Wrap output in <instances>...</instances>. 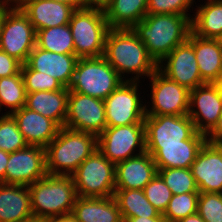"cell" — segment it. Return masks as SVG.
<instances>
[{"mask_svg":"<svg viewBox=\"0 0 222 222\" xmlns=\"http://www.w3.org/2000/svg\"><path fill=\"white\" fill-rule=\"evenodd\" d=\"M103 56L124 81L140 82L141 78H149L158 69V64L132 28H110Z\"/></svg>","mask_w":222,"mask_h":222,"instance_id":"1","label":"cell"},{"mask_svg":"<svg viewBox=\"0 0 222 222\" xmlns=\"http://www.w3.org/2000/svg\"><path fill=\"white\" fill-rule=\"evenodd\" d=\"M191 20V17L179 14L146 15L132 30L158 64L188 39L192 31Z\"/></svg>","mask_w":222,"mask_h":222,"instance_id":"2","label":"cell"},{"mask_svg":"<svg viewBox=\"0 0 222 222\" xmlns=\"http://www.w3.org/2000/svg\"><path fill=\"white\" fill-rule=\"evenodd\" d=\"M45 150L47 173L71 176L97 150V136L61 127Z\"/></svg>","mask_w":222,"mask_h":222,"instance_id":"3","label":"cell"},{"mask_svg":"<svg viewBox=\"0 0 222 222\" xmlns=\"http://www.w3.org/2000/svg\"><path fill=\"white\" fill-rule=\"evenodd\" d=\"M33 217L72 213L78 197L72 176L49 175L29 185Z\"/></svg>","mask_w":222,"mask_h":222,"instance_id":"4","label":"cell"},{"mask_svg":"<svg viewBox=\"0 0 222 222\" xmlns=\"http://www.w3.org/2000/svg\"><path fill=\"white\" fill-rule=\"evenodd\" d=\"M69 27L73 37L75 55L78 58L104 55L105 39L110 29L105 13L99 9H76Z\"/></svg>","mask_w":222,"mask_h":222,"instance_id":"5","label":"cell"},{"mask_svg":"<svg viewBox=\"0 0 222 222\" xmlns=\"http://www.w3.org/2000/svg\"><path fill=\"white\" fill-rule=\"evenodd\" d=\"M123 81L104 56L78 58L69 92L105 100Z\"/></svg>","mask_w":222,"mask_h":222,"instance_id":"6","label":"cell"},{"mask_svg":"<svg viewBox=\"0 0 222 222\" xmlns=\"http://www.w3.org/2000/svg\"><path fill=\"white\" fill-rule=\"evenodd\" d=\"M116 165L98 149L85 159L71 175L79 197L114 196Z\"/></svg>","mask_w":222,"mask_h":222,"instance_id":"7","label":"cell"},{"mask_svg":"<svg viewBox=\"0 0 222 222\" xmlns=\"http://www.w3.org/2000/svg\"><path fill=\"white\" fill-rule=\"evenodd\" d=\"M97 149L115 165L144 153L145 124L106 127L97 137Z\"/></svg>","mask_w":222,"mask_h":222,"instance_id":"8","label":"cell"},{"mask_svg":"<svg viewBox=\"0 0 222 222\" xmlns=\"http://www.w3.org/2000/svg\"><path fill=\"white\" fill-rule=\"evenodd\" d=\"M140 85L139 81H123L104 100L107 127L144 123L146 101L141 99Z\"/></svg>","mask_w":222,"mask_h":222,"instance_id":"9","label":"cell"},{"mask_svg":"<svg viewBox=\"0 0 222 222\" xmlns=\"http://www.w3.org/2000/svg\"><path fill=\"white\" fill-rule=\"evenodd\" d=\"M146 152L153 156L162 146L184 145L197 131L189 115H146Z\"/></svg>","mask_w":222,"mask_h":222,"instance_id":"10","label":"cell"},{"mask_svg":"<svg viewBox=\"0 0 222 222\" xmlns=\"http://www.w3.org/2000/svg\"><path fill=\"white\" fill-rule=\"evenodd\" d=\"M150 101L146 104V115H187L190 91L170 80L158 69L148 78ZM150 105H149V104Z\"/></svg>","mask_w":222,"mask_h":222,"instance_id":"11","label":"cell"},{"mask_svg":"<svg viewBox=\"0 0 222 222\" xmlns=\"http://www.w3.org/2000/svg\"><path fill=\"white\" fill-rule=\"evenodd\" d=\"M36 46V30L21 9H10L0 31V49L22 64Z\"/></svg>","mask_w":222,"mask_h":222,"instance_id":"12","label":"cell"},{"mask_svg":"<svg viewBox=\"0 0 222 222\" xmlns=\"http://www.w3.org/2000/svg\"><path fill=\"white\" fill-rule=\"evenodd\" d=\"M64 127L98 137L107 127L104 100L69 92Z\"/></svg>","mask_w":222,"mask_h":222,"instance_id":"13","label":"cell"},{"mask_svg":"<svg viewBox=\"0 0 222 222\" xmlns=\"http://www.w3.org/2000/svg\"><path fill=\"white\" fill-rule=\"evenodd\" d=\"M222 110V85L205 83L190 90L188 115L197 132L207 135L217 124Z\"/></svg>","mask_w":222,"mask_h":222,"instance_id":"14","label":"cell"},{"mask_svg":"<svg viewBox=\"0 0 222 222\" xmlns=\"http://www.w3.org/2000/svg\"><path fill=\"white\" fill-rule=\"evenodd\" d=\"M47 174L45 148L27 145L9 153L4 183L29 186Z\"/></svg>","mask_w":222,"mask_h":222,"instance_id":"15","label":"cell"},{"mask_svg":"<svg viewBox=\"0 0 222 222\" xmlns=\"http://www.w3.org/2000/svg\"><path fill=\"white\" fill-rule=\"evenodd\" d=\"M158 70L189 91L205 84L199 72L194 48L188 40L176 46L158 63Z\"/></svg>","mask_w":222,"mask_h":222,"instance_id":"16","label":"cell"},{"mask_svg":"<svg viewBox=\"0 0 222 222\" xmlns=\"http://www.w3.org/2000/svg\"><path fill=\"white\" fill-rule=\"evenodd\" d=\"M191 172L199 192L222 193V145L205 142Z\"/></svg>","mask_w":222,"mask_h":222,"instance_id":"17","label":"cell"},{"mask_svg":"<svg viewBox=\"0 0 222 222\" xmlns=\"http://www.w3.org/2000/svg\"><path fill=\"white\" fill-rule=\"evenodd\" d=\"M77 60L78 57L75 54H59L35 46L26 64L32 70L56 78L64 87L69 88Z\"/></svg>","mask_w":222,"mask_h":222,"instance_id":"18","label":"cell"},{"mask_svg":"<svg viewBox=\"0 0 222 222\" xmlns=\"http://www.w3.org/2000/svg\"><path fill=\"white\" fill-rule=\"evenodd\" d=\"M157 167L148 152L116 164L115 189H141L155 177Z\"/></svg>","mask_w":222,"mask_h":222,"instance_id":"19","label":"cell"},{"mask_svg":"<svg viewBox=\"0 0 222 222\" xmlns=\"http://www.w3.org/2000/svg\"><path fill=\"white\" fill-rule=\"evenodd\" d=\"M28 145L46 147L57 135L60 127L51 119L22 107L11 113Z\"/></svg>","mask_w":222,"mask_h":222,"instance_id":"20","label":"cell"},{"mask_svg":"<svg viewBox=\"0 0 222 222\" xmlns=\"http://www.w3.org/2000/svg\"><path fill=\"white\" fill-rule=\"evenodd\" d=\"M187 40L194 48L202 80L205 83H221L222 47L217 39L202 38L191 31Z\"/></svg>","mask_w":222,"mask_h":222,"instance_id":"21","label":"cell"},{"mask_svg":"<svg viewBox=\"0 0 222 222\" xmlns=\"http://www.w3.org/2000/svg\"><path fill=\"white\" fill-rule=\"evenodd\" d=\"M21 10L35 30L67 25L76 10L74 7L49 0H28Z\"/></svg>","mask_w":222,"mask_h":222,"instance_id":"22","label":"cell"},{"mask_svg":"<svg viewBox=\"0 0 222 222\" xmlns=\"http://www.w3.org/2000/svg\"><path fill=\"white\" fill-rule=\"evenodd\" d=\"M32 217L29 187L0 183V222H22Z\"/></svg>","mask_w":222,"mask_h":222,"instance_id":"23","label":"cell"},{"mask_svg":"<svg viewBox=\"0 0 222 222\" xmlns=\"http://www.w3.org/2000/svg\"><path fill=\"white\" fill-rule=\"evenodd\" d=\"M206 142V135L196 132L184 145L162 146L153 156L157 169L190 168Z\"/></svg>","mask_w":222,"mask_h":222,"instance_id":"24","label":"cell"},{"mask_svg":"<svg viewBox=\"0 0 222 222\" xmlns=\"http://www.w3.org/2000/svg\"><path fill=\"white\" fill-rule=\"evenodd\" d=\"M69 88L55 91H37L27 93L28 109L53 120L60 128L64 127L67 115Z\"/></svg>","mask_w":222,"mask_h":222,"instance_id":"25","label":"cell"},{"mask_svg":"<svg viewBox=\"0 0 222 222\" xmlns=\"http://www.w3.org/2000/svg\"><path fill=\"white\" fill-rule=\"evenodd\" d=\"M72 214L79 222H123L113 196L107 198L78 196Z\"/></svg>","mask_w":222,"mask_h":222,"instance_id":"26","label":"cell"},{"mask_svg":"<svg viewBox=\"0 0 222 222\" xmlns=\"http://www.w3.org/2000/svg\"><path fill=\"white\" fill-rule=\"evenodd\" d=\"M192 32L202 38L216 39L222 34V0H206L195 5Z\"/></svg>","mask_w":222,"mask_h":222,"instance_id":"27","label":"cell"},{"mask_svg":"<svg viewBox=\"0 0 222 222\" xmlns=\"http://www.w3.org/2000/svg\"><path fill=\"white\" fill-rule=\"evenodd\" d=\"M148 0H111L104 10L110 28H133L147 15Z\"/></svg>","mask_w":222,"mask_h":222,"instance_id":"28","label":"cell"},{"mask_svg":"<svg viewBox=\"0 0 222 222\" xmlns=\"http://www.w3.org/2000/svg\"><path fill=\"white\" fill-rule=\"evenodd\" d=\"M113 197L118 204L123 222L128 218H152L160 214L141 189H115Z\"/></svg>","mask_w":222,"mask_h":222,"instance_id":"29","label":"cell"},{"mask_svg":"<svg viewBox=\"0 0 222 222\" xmlns=\"http://www.w3.org/2000/svg\"><path fill=\"white\" fill-rule=\"evenodd\" d=\"M36 46L59 54H75L69 24L36 31Z\"/></svg>","mask_w":222,"mask_h":222,"instance_id":"30","label":"cell"},{"mask_svg":"<svg viewBox=\"0 0 222 222\" xmlns=\"http://www.w3.org/2000/svg\"><path fill=\"white\" fill-rule=\"evenodd\" d=\"M26 98L27 92L21 73L0 78V112L3 107L9 109L4 114L21 109L26 105Z\"/></svg>","mask_w":222,"mask_h":222,"instance_id":"31","label":"cell"},{"mask_svg":"<svg viewBox=\"0 0 222 222\" xmlns=\"http://www.w3.org/2000/svg\"><path fill=\"white\" fill-rule=\"evenodd\" d=\"M172 195L199 192L190 168L157 169Z\"/></svg>","mask_w":222,"mask_h":222,"instance_id":"32","label":"cell"},{"mask_svg":"<svg viewBox=\"0 0 222 222\" xmlns=\"http://www.w3.org/2000/svg\"><path fill=\"white\" fill-rule=\"evenodd\" d=\"M199 193L200 192H192L172 195L162 215L168 222H178L187 216L197 213Z\"/></svg>","mask_w":222,"mask_h":222,"instance_id":"33","label":"cell"},{"mask_svg":"<svg viewBox=\"0 0 222 222\" xmlns=\"http://www.w3.org/2000/svg\"><path fill=\"white\" fill-rule=\"evenodd\" d=\"M23 134L11 114L0 116V149L12 153L27 146Z\"/></svg>","mask_w":222,"mask_h":222,"instance_id":"34","label":"cell"},{"mask_svg":"<svg viewBox=\"0 0 222 222\" xmlns=\"http://www.w3.org/2000/svg\"><path fill=\"white\" fill-rule=\"evenodd\" d=\"M21 75L27 93L37 91L61 90L64 86L48 74L32 70L26 63L22 65Z\"/></svg>","mask_w":222,"mask_h":222,"instance_id":"35","label":"cell"},{"mask_svg":"<svg viewBox=\"0 0 222 222\" xmlns=\"http://www.w3.org/2000/svg\"><path fill=\"white\" fill-rule=\"evenodd\" d=\"M145 197L163 214L172 198L170 188L164 183L163 179L156 174L155 177L143 189Z\"/></svg>","mask_w":222,"mask_h":222,"instance_id":"36","label":"cell"},{"mask_svg":"<svg viewBox=\"0 0 222 222\" xmlns=\"http://www.w3.org/2000/svg\"><path fill=\"white\" fill-rule=\"evenodd\" d=\"M195 0H148L147 15L153 14H179L193 18L190 15L194 9Z\"/></svg>","mask_w":222,"mask_h":222,"instance_id":"37","label":"cell"},{"mask_svg":"<svg viewBox=\"0 0 222 222\" xmlns=\"http://www.w3.org/2000/svg\"><path fill=\"white\" fill-rule=\"evenodd\" d=\"M197 213L205 222H222V193L200 192Z\"/></svg>","mask_w":222,"mask_h":222,"instance_id":"38","label":"cell"},{"mask_svg":"<svg viewBox=\"0 0 222 222\" xmlns=\"http://www.w3.org/2000/svg\"><path fill=\"white\" fill-rule=\"evenodd\" d=\"M22 63L0 49V78L21 73Z\"/></svg>","mask_w":222,"mask_h":222,"instance_id":"39","label":"cell"},{"mask_svg":"<svg viewBox=\"0 0 222 222\" xmlns=\"http://www.w3.org/2000/svg\"><path fill=\"white\" fill-rule=\"evenodd\" d=\"M206 142L211 144H222V110L217 124L206 135Z\"/></svg>","mask_w":222,"mask_h":222,"instance_id":"40","label":"cell"},{"mask_svg":"<svg viewBox=\"0 0 222 222\" xmlns=\"http://www.w3.org/2000/svg\"><path fill=\"white\" fill-rule=\"evenodd\" d=\"M111 0H80L81 8L99 9L104 11Z\"/></svg>","mask_w":222,"mask_h":222,"instance_id":"41","label":"cell"},{"mask_svg":"<svg viewBox=\"0 0 222 222\" xmlns=\"http://www.w3.org/2000/svg\"><path fill=\"white\" fill-rule=\"evenodd\" d=\"M9 153L0 149V183H4L6 168L8 165Z\"/></svg>","mask_w":222,"mask_h":222,"instance_id":"42","label":"cell"},{"mask_svg":"<svg viewBox=\"0 0 222 222\" xmlns=\"http://www.w3.org/2000/svg\"><path fill=\"white\" fill-rule=\"evenodd\" d=\"M44 222H79L72 213L52 216L44 219Z\"/></svg>","mask_w":222,"mask_h":222,"instance_id":"43","label":"cell"},{"mask_svg":"<svg viewBox=\"0 0 222 222\" xmlns=\"http://www.w3.org/2000/svg\"><path fill=\"white\" fill-rule=\"evenodd\" d=\"M125 222H168L166 218L160 213L157 217H134L128 218Z\"/></svg>","mask_w":222,"mask_h":222,"instance_id":"44","label":"cell"},{"mask_svg":"<svg viewBox=\"0 0 222 222\" xmlns=\"http://www.w3.org/2000/svg\"><path fill=\"white\" fill-rule=\"evenodd\" d=\"M28 0H0V4L10 9H21Z\"/></svg>","mask_w":222,"mask_h":222,"instance_id":"45","label":"cell"},{"mask_svg":"<svg viewBox=\"0 0 222 222\" xmlns=\"http://www.w3.org/2000/svg\"><path fill=\"white\" fill-rule=\"evenodd\" d=\"M178 222H205V221L202 219V217L198 213H195L193 215L187 216L179 220Z\"/></svg>","mask_w":222,"mask_h":222,"instance_id":"46","label":"cell"},{"mask_svg":"<svg viewBox=\"0 0 222 222\" xmlns=\"http://www.w3.org/2000/svg\"><path fill=\"white\" fill-rule=\"evenodd\" d=\"M49 1H55V2H60L69 6L74 7L75 9H80V0H49Z\"/></svg>","mask_w":222,"mask_h":222,"instance_id":"47","label":"cell"},{"mask_svg":"<svg viewBox=\"0 0 222 222\" xmlns=\"http://www.w3.org/2000/svg\"><path fill=\"white\" fill-rule=\"evenodd\" d=\"M9 10H10V8L0 4V31H1V28H2L4 18L7 15V12Z\"/></svg>","mask_w":222,"mask_h":222,"instance_id":"48","label":"cell"},{"mask_svg":"<svg viewBox=\"0 0 222 222\" xmlns=\"http://www.w3.org/2000/svg\"><path fill=\"white\" fill-rule=\"evenodd\" d=\"M22 222H44L43 218H39V217H32L30 219H27L25 221Z\"/></svg>","mask_w":222,"mask_h":222,"instance_id":"49","label":"cell"},{"mask_svg":"<svg viewBox=\"0 0 222 222\" xmlns=\"http://www.w3.org/2000/svg\"><path fill=\"white\" fill-rule=\"evenodd\" d=\"M216 39H217L219 45L222 47V34L219 37H217Z\"/></svg>","mask_w":222,"mask_h":222,"instance_id":"50","label":"cell"}]
</instances>
